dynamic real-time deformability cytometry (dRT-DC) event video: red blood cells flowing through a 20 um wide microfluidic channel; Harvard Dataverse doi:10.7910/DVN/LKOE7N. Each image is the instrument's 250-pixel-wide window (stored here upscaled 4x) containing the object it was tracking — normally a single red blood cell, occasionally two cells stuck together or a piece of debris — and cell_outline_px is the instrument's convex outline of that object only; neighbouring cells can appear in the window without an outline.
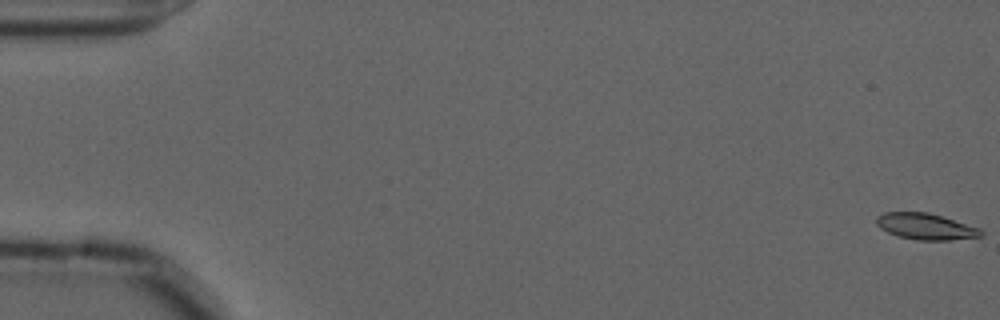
{"species": "common noctule bat (a hibernating species)", "species_latin": "Nyctalus noctula", "temperature_condition": "cold", "stored_images_in_passage": 58, "camera_frame_rate_fps": 3000, "um_per_image_px": 0.085, "animal": {"sex": "male", "forearm_length_mm": 52.5}, "frame": {"image": 1, "passage_image": 1, "time_ms": 0.0, "image_size_px": [1000, 320], "cell_outline_px": [[984, 236], [948, 240], [916, 240], [900, 236], [888, 232], [880, 228], [876, 224], [876, 216], [884, 212], [928, 212], [980, 228], [984, 232]], "centroid_in_image_um": [78.68, 19.25], "position_along_channel_um": 6.3, "area_um2": 15.95}}
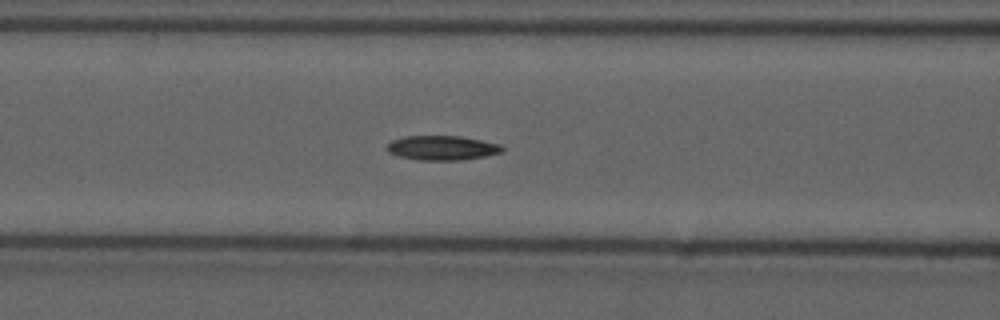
{"frame": {"image": 2, "passage_image": 24, "time_ms": 7.667, "image_size_px": [1000, 320], "cell_outline_px": [[504, 152], [484, 156], [460, 160], [416, 160], [400, 156], [388, 152], [384, 148], [392, 140], [404, 136], [460, 136], [500, 144], [504, 148]], "centroid_in_image_um": [37.56, 12.57], "position_along_channel_um": 129.0, "area_um2": 16.47}}
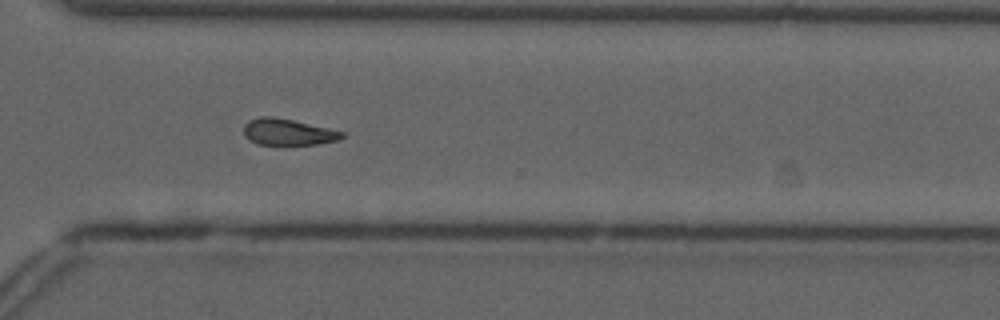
{"frame": {"image": 3, "passage_image": 42, "time_ms": 13.667, "image_size_px": [1000, 320], "cell_outline_px": [[344, 136], [340, 140], [316, 144], [284, 148], [276, 148], [256, 144], [248, 140], [244, 136], [244, 124], [248, 120], [260, 116], [272, 116], [292, 120], [328, 128], [344, 132]], "centroid_in_image_um": [24.42, 11.29], "position_along_channel_um": 346.2, "area_um2": 16.07}}